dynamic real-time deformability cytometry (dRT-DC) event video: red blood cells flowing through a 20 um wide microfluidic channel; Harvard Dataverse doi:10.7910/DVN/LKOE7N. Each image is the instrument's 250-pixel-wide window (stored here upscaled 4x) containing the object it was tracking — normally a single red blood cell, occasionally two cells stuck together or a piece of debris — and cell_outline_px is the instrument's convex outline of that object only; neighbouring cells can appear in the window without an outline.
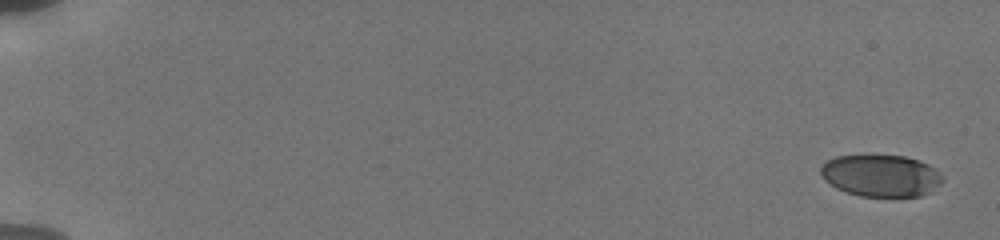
{"species": "human", "species_latin": "Homo sapiens", "temperature_condition": "cold", "stored_images_in_passage": 32, "camera_frame_rate_fps": 3000, "um_per_image_px": 0.085, "donor": {"sex": "male"}, "frame": {"image": 1, "passage_image": 1, "time_ms": 0.0, "image_size_px": [1000, 240], "cell_outline_px": [[944, 180], [940, 184], [928, 192], [920, 196], [860, 196], [844, 192], [836, 188], [824, 180], [820, 172], [820, 168], [828, 160], [836, 156], [904, 156], [928, 164], [936, 168], [944, 176]], "centroid_in_image_um": [74.88, 14.94], "position_along_channel_um": 10.1, "area_um2": 29.65}}
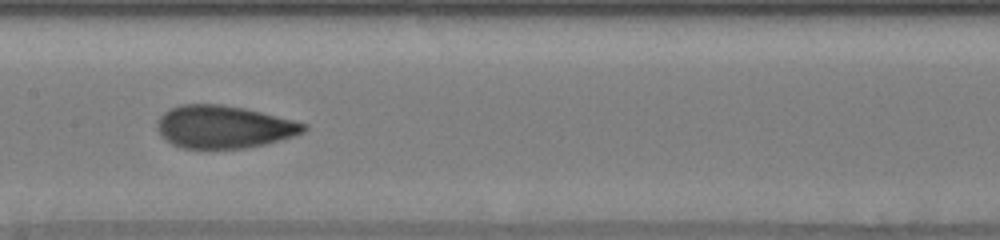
{"frame": {"image": 2, "passage_image": 14, "time_ms": 9.667, "image_size_px": [1000, 240], "cell_outline_px": [[308, 128], [304, 132], [292, 136], [264, 144], [244, 148], [184, 148], [172, 144], [160, 136], [156, 128], [156, 124], [160, 116], [168, 108], [180, 104], [220, 104], [244, 108], [308, 124]], "centroid_in_image_um": [18.97, 10.77], "position_along_channel_um": 188.4, "area_um2": 36.36}}
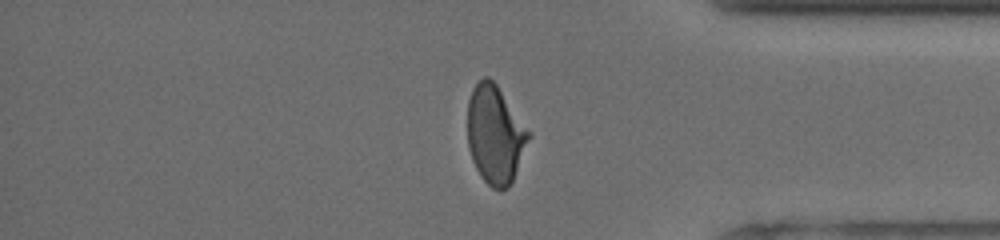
{"frame": {"image": 3, "passage_image": 28, "time_ms": 15.333, "image_size_px": [1000, 240], "cell_outline_px": [[532, 136], [512, 180], [508, 188], [492, 188], [480, 176], [472, 160], [468, 148], [468, 100], [472, 88], [484, 76], [488, 76], [496, 84], [532, 132]], "centroid_in_image_um": [42.1, 11.42], "position_along_channel_um": 393.1, "area_um2": 35.08}, "authors_computed_cell_mechanics": {"area_um2": 35.6048, "velocity_mm_per_s": 3.8296, "shape_relaxation_time_tau1_ms": 4.1233, "shape_relaxation_time_tau2_ms": 0.9827, "deformation_change_tau1": 0.1736, "deformation_change_tau2": 0.0655}}